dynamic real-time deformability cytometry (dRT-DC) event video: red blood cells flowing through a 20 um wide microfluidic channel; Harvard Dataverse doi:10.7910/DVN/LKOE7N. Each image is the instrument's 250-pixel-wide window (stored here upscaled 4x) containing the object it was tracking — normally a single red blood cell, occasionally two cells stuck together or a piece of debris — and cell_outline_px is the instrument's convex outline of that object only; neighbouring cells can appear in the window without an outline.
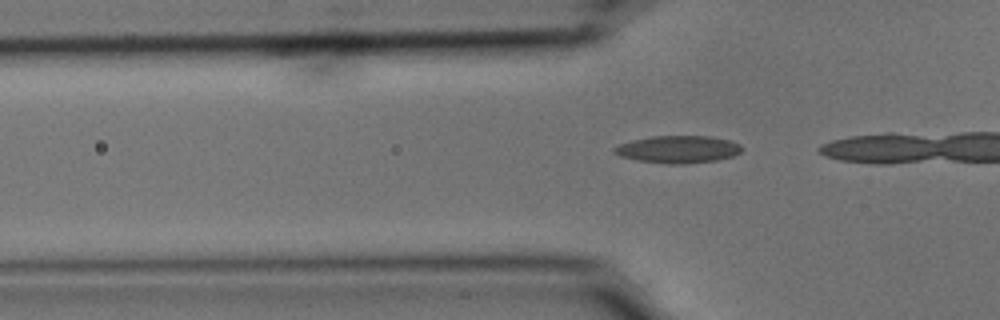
{"species": "common noctule bat (a hibernating species)", "species_latin": "Nyctalus noctula", "temperature_condition": "cold", "stored_images_in_passage": 8, "camera_frame_rate_fps": 3000, "um_per_image_px": 0.085, "animal": {"sex": "male", "body_mass_g": 15.6}, "frame": {"image": 1, "passage_image": 2, "time_ms": 0.333, "image_size_px": [1000, 320], "cell_outline_px": [[744, 148], [740, 152], [732, 156], [716, 160], [684, 164], [668, 164], [636, 160], [620, 156], [612, 152], [612, 148], [620, 144], [632, 140], [652, 136], [712, 136], [728, 140], [740, 144]], "centroid_in_image_um": [57.62, 12.69], "position_along_channel_um": 68.2, "area_um2": 20.4}}
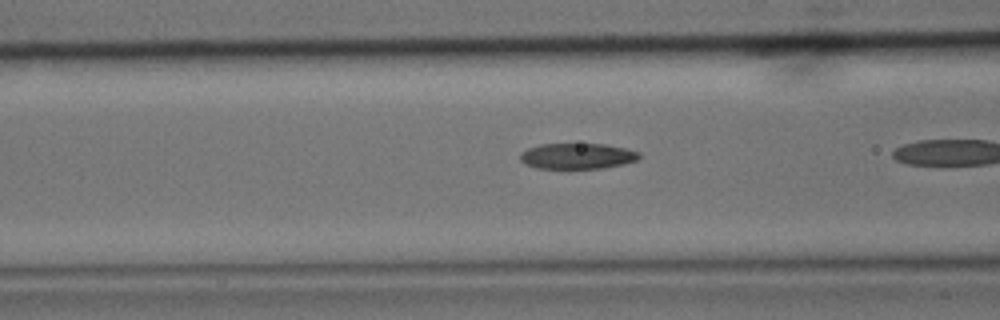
{"frame": {"image": 2, "passage_image": 6, "time_ms": 1.667, "image_size_px": [1000, 320], "cell_outline_px": [[640, 156], [636, 160], [624, 164], [600, 168], [536, 168], [524, 164], [520, 160], [520, 152], [528, 148], [540, 144], [604, 144], [624, 148], [640, 152]], "centroid_in_image_um": [49.03, 13.26], "position_along_channel_um": 117.6, "area_um2": 17.8}}